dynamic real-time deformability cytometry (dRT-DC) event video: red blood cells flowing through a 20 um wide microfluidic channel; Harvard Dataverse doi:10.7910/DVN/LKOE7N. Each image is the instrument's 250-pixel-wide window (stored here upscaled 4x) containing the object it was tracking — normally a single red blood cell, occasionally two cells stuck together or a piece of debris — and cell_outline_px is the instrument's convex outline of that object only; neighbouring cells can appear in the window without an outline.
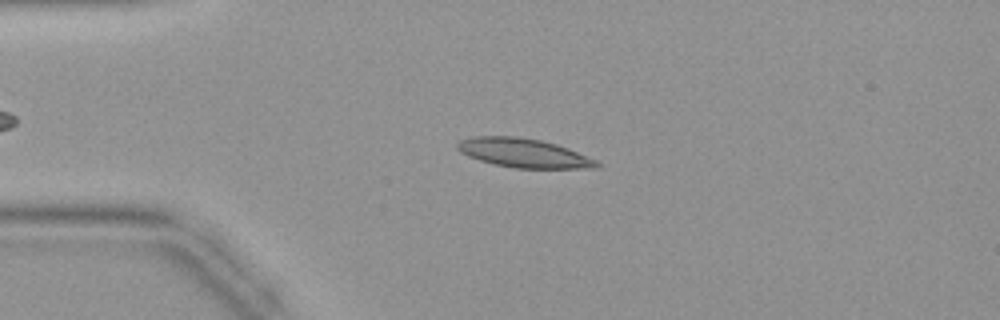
{"species": "common noctule bat (a hibernating species)", "species_latin": "Nyctalus noctula", "temperature_condition": "warm", "stored_images_in_passage": 35, "camera_frame_rate_fps": 3000, "um_per_image_px": 0.085, "animal": {"sex": "female", "body_mass_g": 19.9}, "frame": {"image": 1, "passage_image": 9, "time_ms": 2.667, "image_size_px": [1000, 320], "cell_outline_px": [[600, 168], [512, 168], [492, 164], [468, 156], [460, 152], [456, 148], [456, 144], [460, 140], [472, 136], [516, 136], [540, 140], [556, 144], [568, 148], [596, 160], [600, 164]], "centroid_in_image_um": [44.48, 13.0], "position_along_channel_um": 40.5, "area_um2": 23.64}}
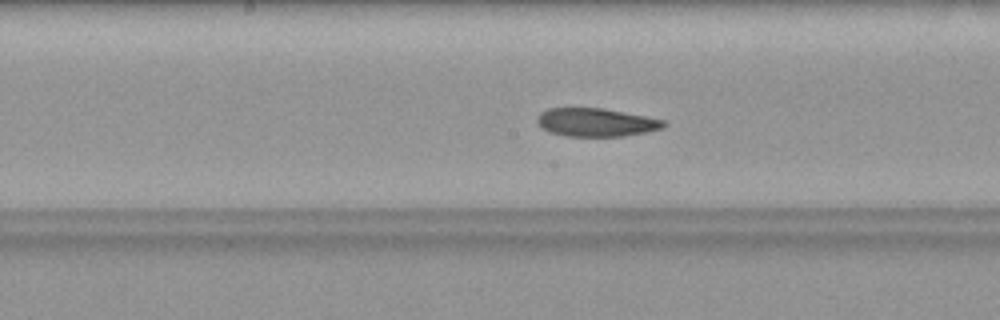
{"frame": {"image": 2, "passage_image": 21, "time_ms": 6.667, "image_size_px": [1000, 320], "cell_outline_px": [[668, 124], [664, 128], [624, 136], [564, 136], [548, 132], [536, 120], [536, 116], [540, 112], [548, 108], [604, 108], [664, 120]], "centroid_in_image_um": [50.65, 10.4], "position_along_channel_um": 197.6, "area_um2": 20.87}}
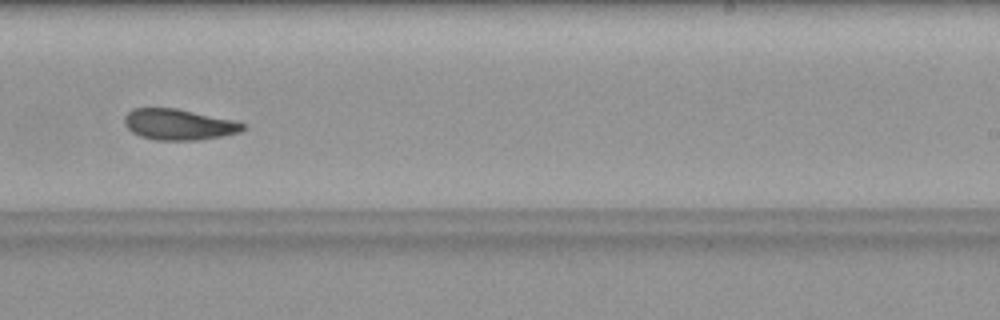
{"frame": {"image": 3, "passage_image": 26, "time_ms": 8.333, "image_size_px": [1000, 320], "cell_outline_px": [[248, 128], [240, 132], [200, 140], [156, 140], [140, 136], [132, 132], [124, 124], [124, 116], [132, 108], [176, 108], [232, 120], [248, 124]], "centroid_in_image_um": [15.2, 10.58], "position_along_channel_um": 273.8, "area_um2": 21.39}}